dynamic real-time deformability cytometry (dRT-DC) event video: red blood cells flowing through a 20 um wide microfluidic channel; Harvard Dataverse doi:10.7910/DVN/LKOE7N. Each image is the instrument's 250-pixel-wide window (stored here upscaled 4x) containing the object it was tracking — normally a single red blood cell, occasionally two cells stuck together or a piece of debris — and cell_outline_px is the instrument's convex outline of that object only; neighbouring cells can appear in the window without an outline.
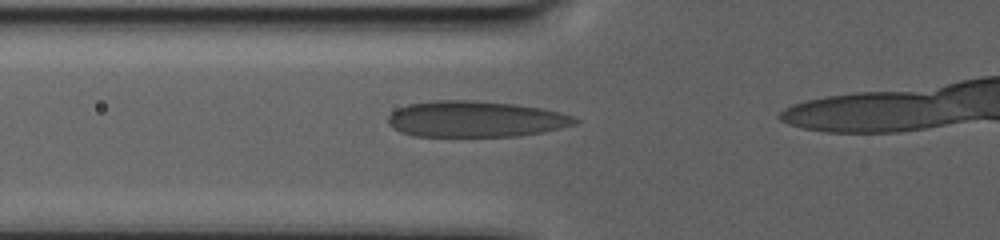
{"species": "human", "species_latin": "Homo sapiens", "temperature_condition": "warm", "stored_images_in_passage": 12, "camera_frame_rate_fps": 3000, "um_per_image_px": 0.085, "donor": {"sex": "male"}, "frame": {"image": 1, "passage_image": 7, "time_ms": 2.0, "image_size_px": [1000, 240], "cell_outline_px": [[580, 120], [576, 124], [544, 132], [520, 136], [412, 136], [400, 132], [392, 128], [388, 124], [388, 116], [396, 108], [408, 104], [432, 100], [472, 100], [516, 104], [544, 108], [560, 112], [572, 116]], "centroid_in_image_um": [40.41, 10.12], "position_along_channel_um": 85.4, "area_um2": 39.71}}
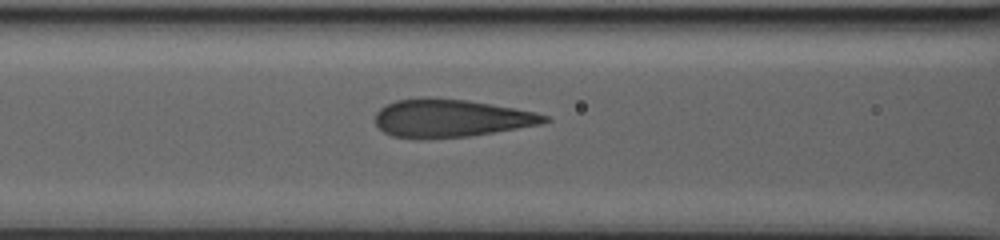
{"frame": {"image": 2, "passage_image": 9, "time_ms": 2.667, "image_size_px": [1000, 240], "cell_outline_px": [[552, 120], [540, 124], [468, 136], [420, 140], [392, 136], [384, 132], [376, 124], [376, 112], [384, 104], [396, 100], [420, 96], [428, 96], [468, 100], [492, 104], [536, 112], [552, 116]], "centroid_in_image_um": [38.28, 10.03], "position_along_channel_um": 128.3, "area_um2": 37.97}}
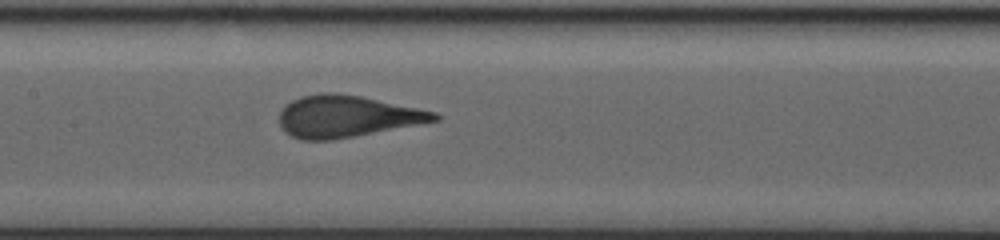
{"frame": {"image": 3, "passage_image": 11, "time_ms": 3.333, "image_size_px": [1000, 240], "cell_outline_px": [[440, 120], [332, 140], [300, 140], [284, 132], [280, 128], [280, 112], [292, 100], [300, 96], [320, 92], [336, 92], [360, 96], [436, 112], [440, 116]], "centroid_in_image_um": [29.44, 9.89], "position_along_channel_um": 178.0, "area_um2": 37.51}}